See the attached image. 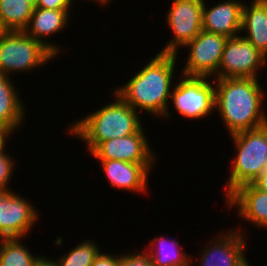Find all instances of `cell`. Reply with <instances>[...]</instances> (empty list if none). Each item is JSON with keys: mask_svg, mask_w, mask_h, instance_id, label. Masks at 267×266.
Here are the masks:
<instances>
[{"mask_svg": "<svg viewBox=\"0 0 267 266\" xmlns=\"http://www.w3.org/2000/svg\"><path fill=\"white\" fill-rule=\"evenodd\" d=\"M224 201L228 209L236 207L237 216L242 221L267 230V192L247 183L239 186Z\"/></svg>", "mask_w": 267, "mask_h": 266, "instance_id": "9a60e30c", "label": "cell"}, {"mask_svg": "<svg viewBox=\"0 0 267 266\" xmlns=\"http://www.w3.org/2000/svg\"><path fill=\"white\" fill-rule=\"evenodd\" d=\"M120 263V254L114 255L110 254L107 251L100 252L97 257L94 259V262L91 266H119Z\"/></svg>", "mask_w": 267, "mask_h": 266, "instance_id": "484cf974", "label": "cell"}, {"mask_svg": "<svg viewBox=\"0 0 267 266\" xmlns=\"http://www.w3.org/2000/svg\"><path fill=\"white\" fill-rule=\"evenodd\" d=\"M179 77H181L180 82L174 84L170 96L174 110L182 117L191 120L205 118L208 114L211 116L215 111L214 79L181 74Z\"/></svg>", "mask_w": 267, "mask_h": 266, "instance_id": "8992f818", "label": "cell"}, {"mask_svg": "<svg viewBox=\"0 0 267 266\" xmlns=\"http://www.w3.org/2000/svg\"><path fill=\"white\" fill-rule=\"evenodd\" d=\"M50 257L47 258V256L42 257L40 256L36 262L34 263L33 266H57L56 261L53 259H49Z\"/></svg>", "mask_w": 267, "mask_h": 266, "instance_id": "f1b7e54d", "label": "cell"}, {"mask_svg": "<svg viewBox=\"0 0 267 266\" xmlns=\"http://www.w3.org/2000/svg\"><path fill=\"white\" fill-rule=\"evenodd\" d=\"M217 109L229 135L255 129L267 124L263 106L266 92L259 79L223 78L214 79Z\"/></svg>", "mask_w": 267, "mask_h": 266, "instance_id": "7a4b0ae2", "label": "cell"}, {"mask_svg": "<svg viewBox=\"0 0 267 266\" xmlns=\"http://www.w3.org/2000/svg\"><path fill=\"white\" fill-rule=\"evenodd\" d=\"M39 213L30 200L16 190L0 189V239L27 237L39 220Z\"/></svg>", "mask_w": 267, "mask_h": 266, "instance_id": "30bf717a", "label": "cell"}, {"mask_svg": "<svg viewBox=\"0 0 267 266\" xmlns=\"http://www.w3.org/2000/svg\"><path fill=\"white\" fill-rule=\"evenodd\" d=\"M112 103L103 105L100 109L87 114L70 123L67 127L72 137L85 142L90 153L100 142L120 138L139 132L144 126L136 110L128 105L115 91L112 93ZM141 119V120H140Z\"/></svg>", "mask_w": 267, "mask_h": 266, "instance_id": "3957f363", "label": "cell"}, {"mask_svg": "<svg viewBox=\"0 0 267 266\" xmlns=\"http://www.w3.org/2000/svg\"><path fill=\"white\" fill-rule=\"evenodd\" d=\"M75 0H38L36 7L52 10H70Z\"/></svg>", "mask_w": 267, "mask_h": 266, "instance_id": "d4e9b609", "label": "cell"}, {"mask_svg": "<svg viewBox=\"0 0 267 266\" xmlns=\"http://www.w3.org/2000/svg\"><path fill=\"white\" fill-rule=\"evenodd\" d=\"M14 161L16 160L12 158V155L7 153V150L0 153V189L10 188L9 184L12 181L13 170L16 166Z\"/></svg>", "mask_w": 267, "mask_h": 266, "instance_id": "603a6c76", "label": "cell"}, {"mask_svg": "<svg viewBox=\"0 0 267 266\" xmlns=\"http://www.w3.org/2000/svg\"><path fill=\"white\" fill-rule=\"evenodd\" d=\"M245 4L246 1L242 8L240 35L267 58V0H251Z\"/></svg>", "mask_w": 267, "mask_h": 266, "instance_id": "e0dca14e", "label": "cell"}, {"mask_svg": "<svg viewBox=\"0 0 267 266\" xmlns=\"http://www.w3.org/2000/svg\"><path fill=\"white\" fill-rule=\"evenodd\" d=\"M22 238L0 239V266H33L40 255L30 252Z\"/></svg>", "mask_w": 267, "mask_h": 266, "instance_id": "44dd1931", "label": "cell"}, {"mask_svg": "<svg viewBox=\"0 0 267 266\" xmlns=\"http://www.w3.org/2000/svg\"><path fill=\"white\" fill-rule=\"evenodd\" d=\"M267 58L241 35L228 38L218 73L213 79L254 78L259 79L258 72L267 66Z\"/></svg>", "mask_w": 267, "mask_h": 266, "instance_id": "ba28073f", "label": "cell"}, {"mask_svg": "<svg viewBox=\"0 0 267 266\" xmlns=\"http://www.w3.org/2000/svg\"><path fill=\"white\" fill-rule=\"evenodd\" d=\"M55 58L45 45L24 31H5L0 36V73L6 76L20 72L25 75Z\"/></svg>", "mask_w": 267, "mask_h": 266, "instance_id": "5b68a950", "label": "cell"}, {"mask_svg": "<svg viewBox=\"0 0 267 266\" xmlns=\"http://www.w3.org/2000/svg\"><path fill=\"white\" fill-rule=\"evenodd\" d=\"M227 40L224 35L202 30L185 46L188 53L181 75L213 78L218 73Z\"/></svg>", "mask_w": 267, "mask_h": 266, "instance_id": "9c48e42d", "label": "cell"}, {"mask_svg": "<svg viewBox=\"0 0 267 266\" xmlns=\"http://www.w3.org/2000/svg\"><path fill=\"white\" fill-rule=\"evenodd\" d=\"M9 76L0 73V125L12 129L14 132L22 127L25 120V101L14 81ZM22 100V101H21Z\"/></svg>", "mask_w": 267, "mask_h": 266, "instance_id": "ac0fdd59", "label": "cell"}, {"mask_svg": "<svg viewBox=\"0 0 267 266\" xmlns=\"http://www.w3.org/2000/svg\"><path fill=\"white\" fill-rule=\"evenodd\" d=\"M34 6L26 0H0V24L5 31H23Z\"/></svg>", "mask_w": 267, "mask_h": 266, "instance_id": "ffe728a7", "label": "cell"}, {"mask_svg": "<svg viewBox=\"0 0 267 266\" xmlns=\"http://www.w3.org/2000/svg\"><path fill=\"white\" fill-rule=\"evenodd\" d=\"M119 266H153V262L146 250L137 253L123 252L120 255Z\"/></svg>", "mask_w": 267, "mask_h": 266, "instance_id": "cb8c5ba5", "label": "cell"}, {"mask_svg": "<svg viewBox=\"0 0 267 266\" xmlns=\"http://www.w3.org/2000/svg\"><path fill=\"white\" fill-rule=\"evenodd\" d=\"M178 242L177 239H169L168 236L163 235L150 240L148 245L150 248L147 247L146 252L153 266H193L195 263L192 261L193 256L185 253L183 246Z\"/></svg>", "mask_w": 267, "mask_h": 266, "instance_id": "d6986e66", "label": "cell"}, {"mask_svg": "<svg viewBox=\"0 0 267 266\" xmlns=\"http://www.w3.org/2000/svg\"><path fill=\"white\" fill-rule=\"evenodd\" d=\"M252 264H250V262H246V263H244L242 266H251Z\"/></svg>", "mask_w": 267, "mask_h": 266, "instance_id": "d6a6232c", "label": "cell"}, {"mask_svg": "<svg viewBox=\"0 0 267 266\" xmlns=\"http://www.w3.org/2000/svg\"><path fill=\"white\" fill-rule=\"evenodd\" d=\"M234 228L236 229L218 233L213 240L207 242L197 258L199 263L197 266H242L248 261L246 257L248 237L246 233L244 235L247 231L240 230L239 227Z\"/></svg>", "mask_w": 267, "mask_h": 266, "instance_id": "8fae6325", "label": "cell"}, {"mask_svg": "<svg viewBox=\"0 0 267 266\" xmlns=\"http://www.w3.org/2000/svg\"><path fill=\"white\" fill-rule=\"evenodd\" d=\"M145 128L120 138L100 142L90 153L96 160H122L130 163H156L158 159L145 135Z\"/></svg>", "mask_w": 267, "mask_h": 266, "instance_id": "7c38bea8", "label": "cell"}, {"mask_svg": "<svg viewBox=\"0 0 267 266\" xmlns=\"http://www.w3.org/2000/svg\"><path fill=\"white\" fill-rule=\"evenodd\" d=\"M5 32V30L2 28L1 24H0V36Z\"/></svg>", "mask_w": 267, "mask_h": 266, "instance_id": "1f68e13d", "label": "cell"}, {"mask_svg": "<svg viewBox=\"0 0 267 266\" xmlns=\"http://www.w3.org/2000/svg\"><path fill=\"white\" fill-rule=\"evenodd\" d=\"M93 2L98 3V5L100 4V6H106L109 4V2L111 3L112 0H90Z\"/></svg>", "mask_w": 267, "mask_h": 266, "instance_id": "f546056e", "label": "cell"}, {"mask_svg": "<svg viewBox=\"0 0 267 266\" xmlns=\"http://www.w3.org/2000/svg\"><path fill=\"white\" fill-rule=\"evenodd\" d=\"M15 132L3 125H0V153L6 151L7 139H11L10 136Z\"/></svg>", "mask_w": 267, "mask_h": 266, "instance_id": "4316f807", "label": "cell"}, {"mask_svg": "<svg viewBox=\"0 0 267 266\" xmlns=\"http://www.w3.org/2000/svg\"><path fill=\"white\" fill-rule=\"evenodd\" d=\"M109 186L141 194L147 191L149 173L155 163H130L122 160H98Z\"/></svg>", "mask_w": 267, "mask_h": 266, "instance_id": "4fadbf2b", "label": "cell"}, {"mask_svg": "<svg viewBox=\"0 0 267 266\" xmlns=\"http://www.w3.org/2000/svg\"><path fill=\"white\" fill-rule=\"evenodd\" d=\"M177 57L176 54H156L125 85L114 88L115 92L137 112L145 111L157 119L170 118L168 100L177 74Z\"/></svg>", "mask_w": 267, "mask_h": 266, "instance_id": "6da1fadb", "label": "cell"}, {"mask_svg": "<svg viewBox=\"0 0 267 266\" xmlns=\"http://www.w3.org/2000/svg\"><path fill=\"white\" fill-rule=\"evenodd\" d=\"M26 1H28L31 5H33L34 7H36V5H37V2H38V0H26Z\"/></svg>", "mask_w": 267, "mask_h": 266, "instance_id": "4dcf8cb0", "label": "cell"}, {"mask_svg": "<svg viewBox=\"0 0 267 266\" xmlns=\"http://www.w3.org/2000/svg\"><path fill=\"white\" fill-rule=\"evenodd\" d=\"M251 184L258 190L267 192V169L257 176Z\"/></svg>", "mask_w": 267, "mask_h": 266, "instance_id": "83f0119b", "label": "cell"}, {"mask_svg": "<svg viewBox=\"0 0 267 266\" xmlns=\"http://www.w3.org/2000/svg\"><path fill=\"white\" fill-rule=\"evenodd\" d=\"M244 0H224L208 8L203 3L202 30L228 38L240 35Z\"/></svg>", "mask_w": 267, "mask_h": 266, "instance_id": "5bb4252c", "label": "cell"}, {"mask_svg": "<svg viewBox=\"0 0 267 266\" xmlns=\"http://www.w3.org/2000/svg\"><path fill=\"white\" fill-rule=\"evenodd\" d=\"M71 10H52L35 7L27 27L23 30L28 36L45 45L56 57L61 54L60 45L51 43L46 37L59 34L69 24ZM46 38V40L44 39ZM45 40V41H44Z\"/></svg>", "mask_w": 267, "mask_h": 266, "instance_id": "2e32d148", "label": "cell"}, {"mask_svg": "<svg viewBox=\"0 0 267 266\" xmlns=\"http://www.w3.org/2000/svg\"><path fill=\"white\" fill-rule=\"evenodd\" d=\"M204 0H172L166 22L173 37L158 53L179 54L202 31Z\"/></svg>", "mask_w": 267, "mask_h": 266, "instance_id": "52a82bcc", "label": "cell"}, {"mask_svg": "<svg viewBox=\"0 0 267 266\" xmlns=\"http://www.w3.org/2000/svg\"><path fill=\"white\" fill-rule=\"evenodd\" d=\"M95 240L81 241L64 255L59 256L55 261L57 266H91L94 259L102 251Z\"/></svg>", "mask_w": 267, "mask_h": 266, "instance_id": "7402d4cb", "label": "cell"}, {"mask_svg": "<svg viewBox=\"0 0 267 266\" xmlns=\"http://www.w3.org/2000/svg\"><path fill=\"white\" fill-rule=\"evenodd\" d=\"M229 138L236 152L231 159L227 185L223 187L225 199L239 186L251 183L267 169V124L231 134Z\"/></svg>", "mask_w": 267, "mask_h": 266, "instance_id": "277c9868", "label": "cell"}]
</instances>
